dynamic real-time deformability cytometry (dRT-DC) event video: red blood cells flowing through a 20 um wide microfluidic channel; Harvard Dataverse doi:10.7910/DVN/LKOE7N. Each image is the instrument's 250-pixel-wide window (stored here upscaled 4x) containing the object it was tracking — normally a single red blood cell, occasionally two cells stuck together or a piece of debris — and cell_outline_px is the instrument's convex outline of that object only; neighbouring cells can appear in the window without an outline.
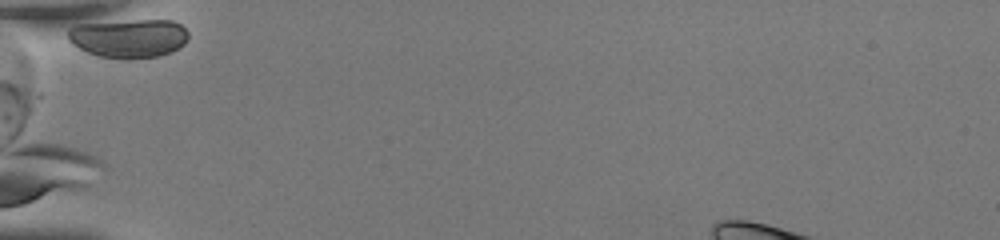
{"species": "human", "species_latin": "Homo sapiens", "temperature_condition": "room temperature", "stored_images_in_passage": 5, "camera_frame_rate_fps": 3000, "um_per_image_px": 0.085, "donor": {"sex": "female"}, "frame": {"image": 1, "passage_image": 1, "time_ms": 0.0, "image_size_px": [1000, 240], "cell_outline_px": [[188, 36], [184, 44], [160, 56], [128, 60], [124, 60], [100, 56], [88, 52], [72, 44], [68, 40], [68, 28], [76, 24], [136, 20], [172, 20], [180, 24], [188, 32]], "centroid_in_image_um": [10.93, 3.25], "position_along_channel_um": 74.1, "area_um2": 27.34}}